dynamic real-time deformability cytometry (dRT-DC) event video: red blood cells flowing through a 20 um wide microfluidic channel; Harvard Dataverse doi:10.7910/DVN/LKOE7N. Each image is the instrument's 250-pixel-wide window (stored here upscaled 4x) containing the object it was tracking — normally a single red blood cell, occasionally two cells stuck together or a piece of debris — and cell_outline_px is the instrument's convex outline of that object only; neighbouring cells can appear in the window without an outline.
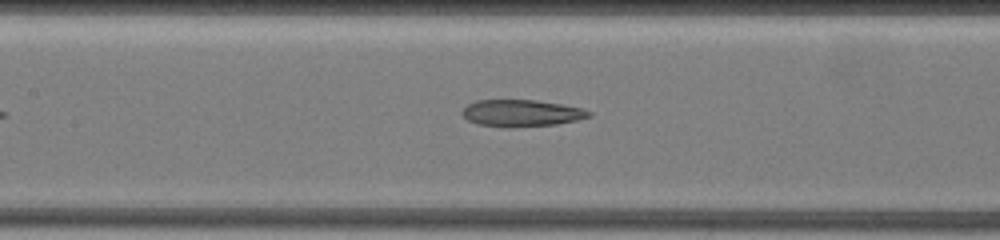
{"species": "common noctule bat (a hibernating species)", "species_latin": "Nyctalus noctula", "temperature_condition": "warm", "stored_images_in_passage": 13, "camera_frame_rate_fps": 3000, "um_per_image_px": 0.085, "animal": {"sex": "female", "body_mass_g": 19.5, "forearm_length_mm": 54.1}, "frame": {"image": 1, "passage_image": 11, "time_ms": 3.333, "image_size_px": [1000, 240], "cell_outline_px": [[592, 116], [576, 120], [556, 124], [512, 128], [504, 128], [480, 124], [468, 120], [460, 112], [468, 104], [480, 100], [532, 100], [560, 104], [580, 108], [592, 112]], "centroid_in_image_um": [44.31, 9.63], "position_along_channel_um": 163.1, "area_um2": 19.71}}